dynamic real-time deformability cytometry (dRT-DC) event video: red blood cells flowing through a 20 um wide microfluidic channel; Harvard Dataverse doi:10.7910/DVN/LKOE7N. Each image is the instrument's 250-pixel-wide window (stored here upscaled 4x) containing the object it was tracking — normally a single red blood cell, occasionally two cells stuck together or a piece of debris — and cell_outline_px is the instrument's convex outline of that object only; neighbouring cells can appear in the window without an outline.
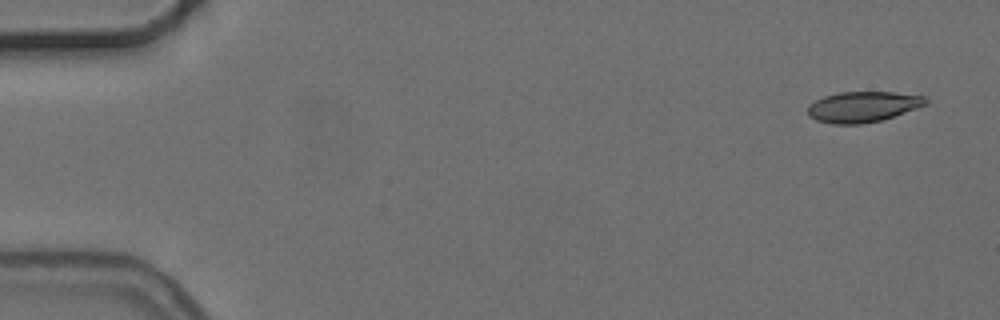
{"species": "common noctule bat (a hibernating species)", "species_latin": "Nyctalus noctula", "temperature_condition": "cold", "stored_images_in_passage": 5, "segment_of_instrument_passage": [2, 2], "camera_frame_rate_fps": 3000, "um_per_image_px": 0.085, "animal": {"sex": "female", "body_mass_g": 24.6, "forearm_length_mm": 56.2}, "frame": {"image": 1, "passage_image": 5, "time_ms": 5.667, "image_size_px": [1000, 320], "cell_outline_px": [[928, 104], [880, 120], [860, 124], [832, 124], [816, 120], [808, 116], [808, 104], [824, 96], [836, 92], [896, 92], [924, 96], [928, 100]], "centroid_in_image_um": [73.31, 9.06], "position_along_channel_um": 11.7, "area_um2": 21.04}}